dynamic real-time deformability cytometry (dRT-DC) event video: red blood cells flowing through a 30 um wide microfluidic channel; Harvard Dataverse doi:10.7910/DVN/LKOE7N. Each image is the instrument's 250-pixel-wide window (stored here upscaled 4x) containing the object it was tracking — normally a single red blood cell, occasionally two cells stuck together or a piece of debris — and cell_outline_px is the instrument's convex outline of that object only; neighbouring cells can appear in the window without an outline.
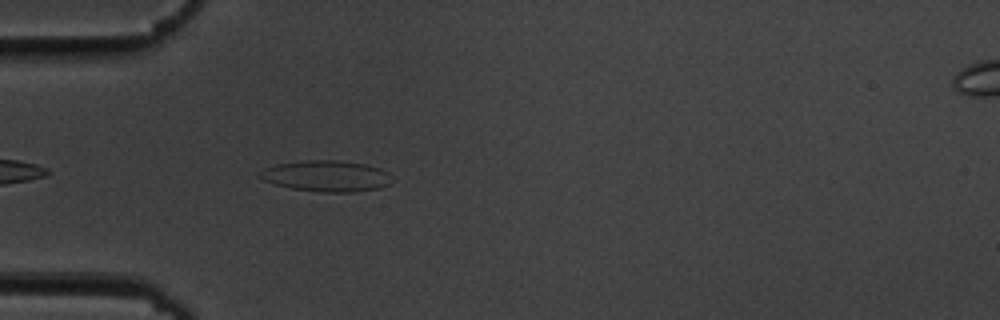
{"species": "common noctule bat (a hibernating species)", "species_latin": "Nyctalus noctula", "temperature_condition": "cold", "stored_images_in_passage": 22, "camera_frame_rate_fps": 3000, "um_per_image_px": 0.085, "animal": {"sex": "male", "body_mass_g": 19.5, "forearm_length_mm": 54.6}, "frame": {"image": 1, "passage_image": 3, "time_ms": 0.667, "image_size_px": [1000, 320], "cell_outline_px": [[396, 180], [392, 184], [380, 188], [352, 192], [320, 192], [292, 188], [276, 184], [264, 180], [256, 176], [264, 168], [276, 164], [300, 160], [336, 160], [364, 164], [380, 168], [388, 172]], "centroid_in_image_um": [27.79, 14.96], "position_along_channel_um": 57.2, "area_um2": 24.22}}
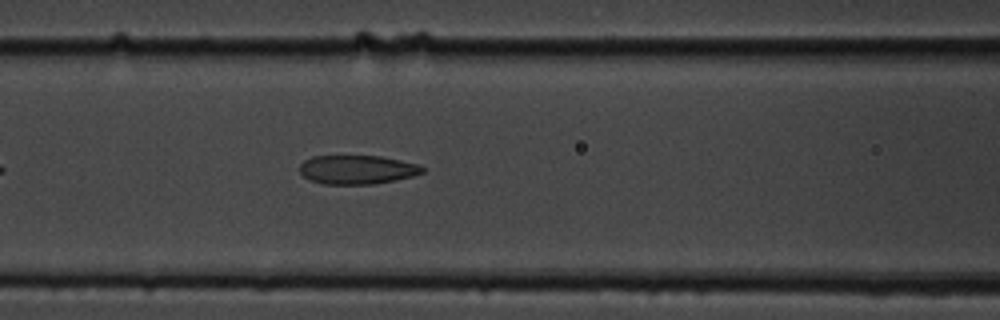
{"frame": {"image": 2, "passage_image": 10, "time_ms": 3.0, "image_size_px": [1000, 320], "cell_outline_px": [[424, 172], [412, 176], [396, 180], [372, 184], [324, 184], [308, 180], [300, 172], [300, 164], [304, 160], [312, 156], [380, 156], [420, 164], [424, 168]], "centroid_in_image_um": [30.35, 14.42], "position_along_channel_um": 136.2, "area_um2": 20.75}}
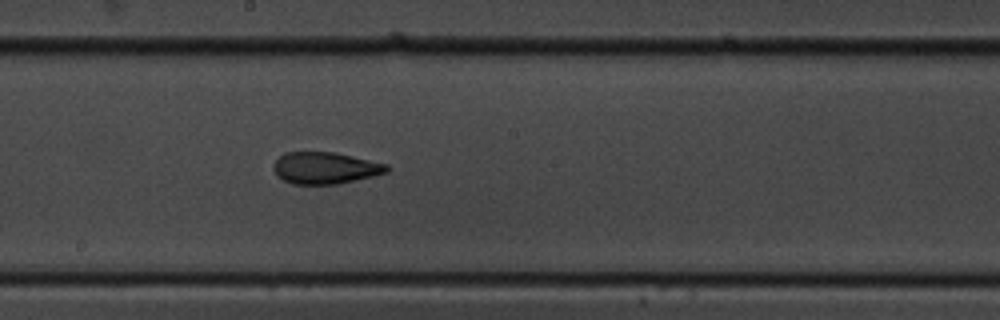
{"frame": {"image": 3, "passage_image": 17, "time_ms": 5.333, "image_size_px": [1000, 320], "cell_outline_px": [[392, 168], [388, 172], [372, 176], [336, 184], [292, 184], [276, 176], [272, 168], [272, 164], [284, 152], [336, 152], [388, 164]], "centroid_in_image_um": [27.63, 14.27], "position_along_channel_um": 220.6, "area_um2": 21.15}}